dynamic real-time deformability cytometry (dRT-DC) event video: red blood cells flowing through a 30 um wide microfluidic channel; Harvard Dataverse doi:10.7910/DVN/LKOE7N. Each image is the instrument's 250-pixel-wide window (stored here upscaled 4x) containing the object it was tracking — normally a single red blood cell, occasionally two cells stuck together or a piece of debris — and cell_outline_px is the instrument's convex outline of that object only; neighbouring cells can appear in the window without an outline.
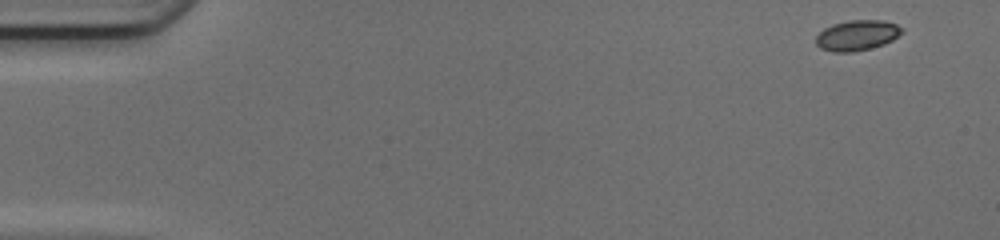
{"species": "common noctule bat (a hibernating species)", "species_latin": "Nyctalus noctula", "temperature_condition": "cold", "stored_images_in_passage": 48, "camera_frame_rate_fps": 3000, "um_per_image_px": 0.085, "animal": {"sex": "female", "body_mass_g": 17.0, "forearm_length_mm": 48.0}, "frame": {"image": 1, "passage_image": 1, "time_ms": 0.0, "image_size_px": [1000, 240], "cell_outline_px": [[904, 32], [892, 40], [884, 44], [852, 52], [832, 52], [820, 48], [816, 44], [816, 36], [824, 28], [832, 24], [848, 20], [884, 20], [896, 24], [904, 28]], "centroid_in_image_um": [72.86, 2.99], "position_along_channel_um": 12.1, "area_um2": 15.32}}
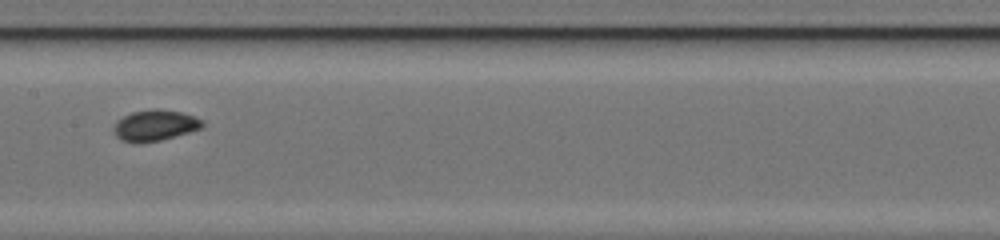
{"frame": {"image": 2, "passage_image": 24, "time_ms": 7.667, "image_size_px": [1000, 240], "cell_outline_px": [[204, 124], [200, 128], [188, 132], [160, 140], [140, 144], [132, 144], [120, 140], [116, 136], [112, 128], [124, 116], [132, 112], [156, 108], [180, 112], [204, 120]], "centroid_in_image_um": [13.13, 10.68], "position_along_channel_um": 194.3, "area_um2": 15.95}}
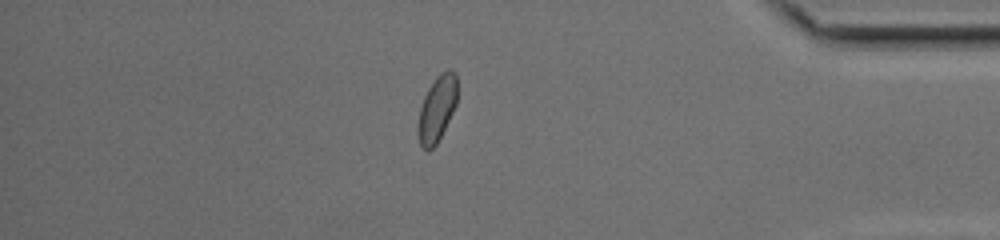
{"frame": {"image": 3, "passage_image": 41, "time_ms": 13.333, "image_size_px": [1000, 240], "cell_outline_px": [[456, 104], [436, 144], [428, 152], [420, 144], [420, 108], [424, 96], [428, 88], [436, 76], [440, 72], [456, 72]], "centroid_in_image_um": [37.16, 9.21], "position_along_channel_um": 398.0, "area_um2": 14.22}}